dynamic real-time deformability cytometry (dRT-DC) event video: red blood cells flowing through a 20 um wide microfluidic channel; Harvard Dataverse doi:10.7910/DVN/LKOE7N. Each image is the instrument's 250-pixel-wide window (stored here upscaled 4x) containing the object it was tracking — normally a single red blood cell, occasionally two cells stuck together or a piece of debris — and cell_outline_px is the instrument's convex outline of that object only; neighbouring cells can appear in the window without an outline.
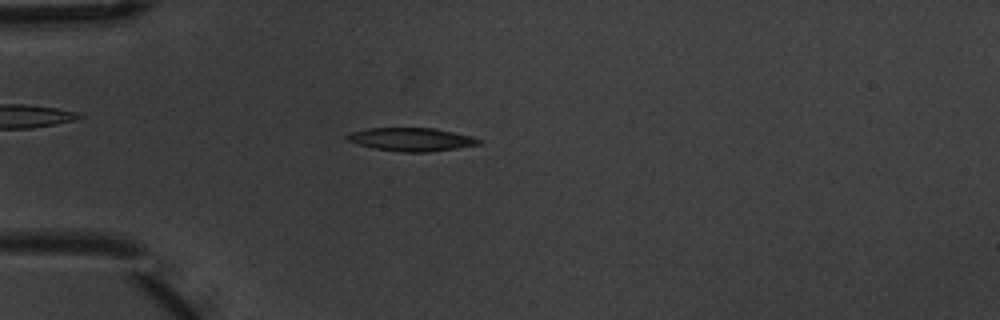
{"species": "common noctule bat (a hibernating species)", "species_latin": "Nyctalus noctula", "temperature_condition": "warm", "stored_images_in_passage": 4, "camera_frame_rate_fps": 3000, "um_per_image_px": 0.085, "animal": {"sex": "male", "body_mass_g": 20.1, "forearm_length_mm": 53.5}, "frame": {"image": 1, "passage_image": 4, "time_ms": 1.0, "image_size_px": [1000, 320], "cell_outline_px": [[484, 140], [480, 144], [456, 148], [428, 152], [400, 152], [376, 148], [360, 144], [348, 140], [344, 136], [352, 132], [368, 128], [432, 128], [472, 136]], "centroid_in_image_um": [35.0, 11.85], "position_along_channel_um": 50.0, "area_um2": 17.63}}